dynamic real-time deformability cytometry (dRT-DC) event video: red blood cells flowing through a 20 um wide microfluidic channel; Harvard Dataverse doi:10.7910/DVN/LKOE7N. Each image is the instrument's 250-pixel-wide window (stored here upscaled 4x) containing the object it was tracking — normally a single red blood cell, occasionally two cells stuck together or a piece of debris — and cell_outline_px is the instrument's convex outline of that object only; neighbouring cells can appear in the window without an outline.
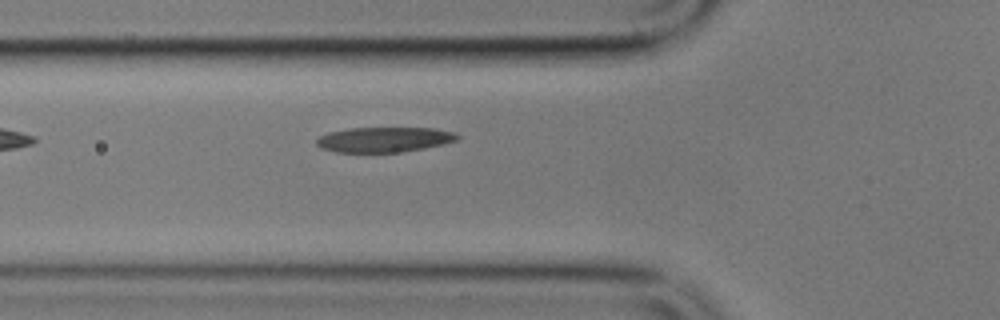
{"species": "common noctule bat (a hibernating species)", "species_latin": "Nyctalus noctula", "temperature_condition": "cold", "stored_images_in_passage": 6, "camera_frame_rate_fps": 3000, "um_per_image_px": 0.085, "animal": {"sex": "male", "body_mass_g": 17.9}, "frame": {"image": 1, "passage_image": 6, "time_ms": 6.0, "image_size_px": [1000, 320], "cell_outline_px": [[460, 136], [456, 140], [444, 144], [424, 148], [400, 152], [336, 152], [320, 148], [316, 144], [316, 140], [320, 136], [328, 132], [352, 128], [432, 128], [456, 132]], "centroid_in_image_um": [32.65, 11.86], "position_along_channel_um": 93.1, "area_um2": 20.58}}